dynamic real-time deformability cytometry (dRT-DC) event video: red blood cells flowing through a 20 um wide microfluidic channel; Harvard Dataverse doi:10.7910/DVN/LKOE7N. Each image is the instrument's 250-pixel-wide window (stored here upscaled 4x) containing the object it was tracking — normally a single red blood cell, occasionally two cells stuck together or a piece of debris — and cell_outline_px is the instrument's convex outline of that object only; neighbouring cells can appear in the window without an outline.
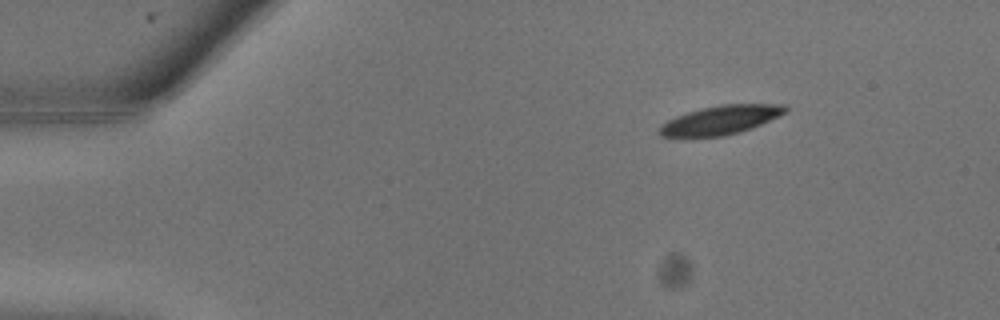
{"species": "common noctule bat (a hibernating species)", "species_latin": "Nyctalus noctula", "temperature_condition": "warm", "stored_images_in_passage": 5, "camera_frame_rate_fps": 3000, "um_per_image_px": 0.085, "animal": {"sex": "male", "body_mass_g": 13.3}, "frame": {"image": 1, "passage_image": 1, "time_ms": 0.0, "image_size_px": [1000, 320], "cell_outline_px": [[788, 112], [752, 128], [740, 132], [724, 136], [684, 140], [660, 136], [656, 132], [668, 120], [676, 116], [700, 108], [720, 104], [784, 104], [788, 108]], "centroid_in_image_um": [61.19, 10.25], "position_along_channel_um": 23.8, "area_um2": 22.02}}
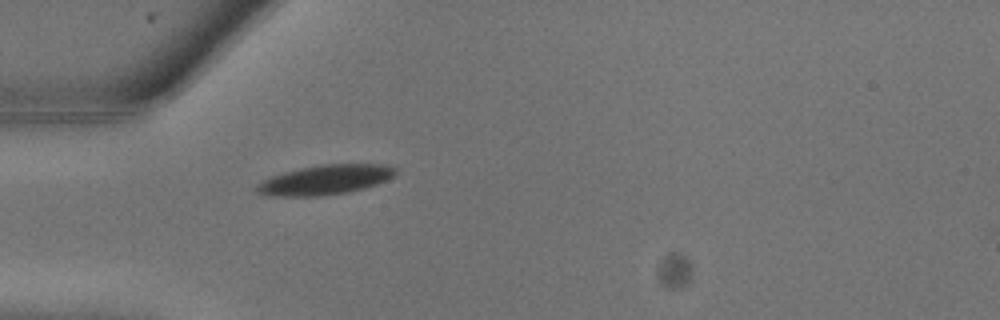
{"frame": {"image": 2, "passage_image": 5, "time_ms": 1.333, "image_size_px": [1000, 320], "cell_outline_px": [[396, 172], [388, 180], [364, 188], [348, 192], [320, 196], [272, 196], [256, 192], [256, 184], [272, 176], [284, 172], [300, 168], [320, 164], [388, 164], [396, 168]], "centroid_in_image_um": [27.66, 15.28], "position_along_channel_um": 57.3, "area_um2": 23.99}}